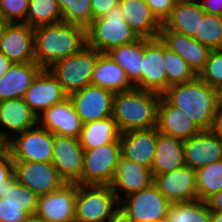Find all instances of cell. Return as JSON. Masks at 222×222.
<instances>
[{
    "label": "cell",
    "mask_w": 222,
    "mask_h": 222,
    "mask_svg": "<svg viewBox=\"0 0 222 222\" xmlns=\"http://www.w3.org/2000/svg\"><path fill=\"white\" fill-rule=\"evenodd\" d=\"M210 222H222V212L211 211Z\"/></svg>",
    "instance_id": "51"
},
{
    "label": "cell",
    "mask_w": 222,
    "mask_h": 222,
    "mask_svg": "<svg viewBox=\"0 0 222 222\" xmlns=\"http://www.w3.org/2000/svg\"><path fill=\"white\" fill-rule=\"evenodd\" d=\"M87 45L101 53L139 39L124 20L120 5L109 10L103 17L92 20L86 28Z\"/></svg>",
    "instance_id": "4"
},
{
    "label": "cell",
    "mask_w": 222,
    "mask_h": 222,
    "mask_svg": "<svg viewBox=\"0 0 222 222\" xmlns=\"http://www.w3.org/2000/svg\"><path fill=\"white\" fill-rule=\"evenodd\" d=\"M184 165V141L158 132L152 176L171 172Z\"/></svg>",
    "instance_id": "29"
},
{
    "label": "cell",
    "mask_w": 222,
    "mask_h": 222,
    "mask_svg": "<svg viewBox=\"0 0 222 222\" xmlns=\"http://www.w3.org/2000/svg\"><path fill=\"white\" fill-rule=\"evenodd\" d=\"M222 160V139L214 130H202L184 140L185 165L197 170Z\"/></svg>",
    "instance_id": "18"
},
{
    "label": "cell",
    "mask_w": 222,
    "mask_h": 222,
    "mask_svg": "<svg viewBox=\"0 0 222 222\" xmlns=\"http://www.w3.org/2000/svg\"><path fill=\"white\" fill-rule=\"evenodd\" d=\"M36 209L37 204L0 203V222H23Z\"/></svg>",
    "instance_id": "40"
},
{
    "label": "cell",
    "mask_w": 222,
    "mask_h": 222,
    "mask_svg": "<svg viewBox=\"0 0 222 222\" xmlns=\"http://www.w3.org/2000/svg\"><path fill=\"white\" fill-rule=\"evenodd\" d=\"M17 135L4 145L13 161L52 162L53 133L37 124Z\"/></svg>",
    "instance_id": "7"
},
{
    "label": "cell",
    "mask_w": 222,
    "mask_h": 222,
    "mask_svg": "<svg viewBox=\"0 0 222 222\" xmlns=\"http://www.w3.org/2000/svg\"><path fill=\"white\" fill-rule=\"evenodd\" d=\"M193 38L210 50L222 49V16L208 13L200 15L199 34Z\"/></svg>",
    "instance_id": "36"
},
{
    "label": "cell",
    "mask_w": 222,
    "mask_h": 222,
    "mask_svg": "<svg viewBox=\"0 0 222 222\" xmlns=\"http://www.w3.org/2000/svg\"><path fill=\"white\" fill-rule=\"evenodd\" d=\"M84 149L77 138L54 134L52 164L65 184L81 185Z\"/></svg>",
    "instance_id": "10"
},
{
    "label": "cell",
    "mask_w": 222,
    "mask_h": 222,
    "mask_svg": "<svg viewBox=\"0 0 222 222\" xmlns=\"http://www.w3.org/2000/svg\"><path fill=\"white\" fill-rule=\"evenodd\" d=\"M0 52L14 63L35 62L34 28L26 23H8L0 30Z\"/></svg>",
    "instance_id": "15"
},
{
    "label": "cell",
    "mask_w": 222,
    "mask_h": 222,
    "mask_svg": "<svg viewBox=\"0 0 222 222\" xmlns=\"http://www.w3.org/2000/svg\"><path fill=\"white\" fill-rule=\"evenodd\" d=\"M42 69L36 62H13L8 72L0 78V101L24 98Z\"/></svg>",
    "instance_id": "26"
},
{
    "label": "cell",
    "mask_w": 222,
    "mask_h": 222,
    "mask_svg": "<svg viewBox=\"0 0 222 222\" xmlns=\"http://www.w3.org/2000/svg\"><path fill=\"white\" fill-rule=\"evenodd\" d=\"M8 24L7 20L4 18L3 12L0 8V30Z\"/></svg>",
    "instance_id": "53"
},
{
    "label": "cell",
    "mask_w": 222,
    "mask_h": 222,
    "mask_svg": "<svg viewBox=\"0 0 222 222\" xmlns=\"http://www.w3.org/2000/svg\"><path fill=\"white\" fill-rule=\"evenodd\" d=\"M37 124L38 116L23 98L0 101V125L8 129L6 132L0 129V143L3 146L12 139L14 133H22Z\"/></svg>",
    "instance_id": "21"
},
{
    "label": "cell",
    "mask_w": 222,
    "mask_h": 222,
    "mask_svg": "<svg viewBox=\"0 0 222 222\" xmlns=\"http://www.w3.org/2000/svg\"><path fill=\"white\" fill-rule=\"evenodd\" d=\"M161 95L133 88L115 93L112 117L121 133L156 127Z\"/></svg>",
    "instance_id": "3"
},
{
    "label": "cell",
    "mask_w": 222,
    "mask_h": 222,
    "mask_svg": "<svg viewBox=\"0 0 222 222\" xmlns=\"http://www.w3.org/2000/svg\"><path fill=\"white\" fill-rule=\"evenodd\" d=\"M156 18L163 23L170 15L177 0H144Z\"/></svg>",
    "instance_id": "43"
},
{
    "label": "cell",
    "mask_w": 222,
    "mask_h": 222,
    "mask_svg": "<svg viewBox=\"0 0 222 222\" xmlns=\"http://www.w3.org/2000/svg\"><path fill=\"white\" fill-rule=\"evenodd\" d=\"M107 53L125 70L131 84L142 90L143 38L114 47Z\"/></svg>",
    "instance_id": "30"
},
{
    "label": "cell",
    "mask_w": 222,
    "mask_h": 222,
    "mask_svg": "<svg viewBox=\"0 0 222 222\" xmlns=\"http://www.w3.org/2000/svg\"><path fill=\"white\" fill-rule=\"evenodd\" d=\"M56 1L61 11H63L66 8V6L71 3V0H56Z\"/></svg>",
    "instance_id": "52"
},
{
    "label": "cell",
    "mask_w": 222,
    "mask_h": 222,
    "mask_svg": "<svg viewBox=\"0 0 222 222\" xmlns=\"http://www.w3.org/2000/svg\"><path fill=\"white\" fill-rule=\"evenodd\" d=\"M107 222H134L133 219L120 206L118 207Z\"/></svg>",
    "instance_id": "47"
},
{
    "label": "cell",
    "mask_w": 222,
    "mask_h": 222,
    "mask_svg": "<svg viewBox=\"0 0 222 222\" xmlns=\"http://www.w3.org/2000/svg\"><path fill=\"white\" fill-rule=\"evenodd\" d=\"M13 62L2 52H0V78L8 72Z\"/></svg>",
    "instance_id": "48"
},
{
    "label": "cell",
    "mask_w": 222,
    "mask_h": 222,
    "mask_svg": "<svg viewBox=\"0 0 222 222\" xmlns=\"http://www.w3.org/2000/svg\"><path fill=\"white\" fill-rule=\"evenodd\" d=\"M159 38L166 48L180 55L197 76L204 69L210 53L208 47L173 30H160Z\"/></svg>",
    "instance_id": "22"
},
{
    "label": "cell",
    "mask_w": 222,
    "mask_h": 222,
    "mask_svg": "<svg viewBox=\"0 0 222 222\" xmlns=\"http://www.w3.org/2000/svg\"><path fill=\"white\" fill-rule=\"evenodd\" d=\"M152 183L153 176L150 169L136 162L126 160L123 157L119 158L111 184L112 190L119 202L123 200V197L139 192L149 187ZM120 191L125 192V195H120Z\"/></svg>",
    "instance_id": "23"
},
{
    "label": "cell",
    "mask_w": 222,
    "mask_h": 222,
    "mask_svg": "<svg viewBox=\"0 0 222 222\" xmlns=\"http://www.w3.org/2000/svg\"><path fill=\"white\" fill-rule=\"evenodd\" d=\"M77 184H64L52 193L38 197L35 214L46 222H74Z\"/></svg>",
    "instance_id": "14"
},
{
    "label": "cell",
    "mask_w": 222,
    "mask_h": 222,
    "mask_svg": "<svg viewBox=\"0 0 222 222\" xmlns=\"http://www.w3.org/2000/svg\"><path fill=\"white\" fill-rule=\"evenodd\" d=\"M92 20L91 0H71L62 11V22L77 24L85 29Z\"/></svg>",
    "instance_id": "37"
},
{
    "label": "cell",
    "mask_w": 222,
    "mask_h": 222,
    "mask_svg": "<svg viewBox=\"0 0 222 222\" xmlns=\"http://www.w3.org/2000/svg\"><path fill=\"white\" fill-rule=\"evenodd\" d=\"M205 202L210 211L222 212V190L209 197Z\"/></svg>",
    "instance_id": "46"
},
{
    "label": "cell",
    "mask_w": 222,
    "mask_h": 222,
    "mask_svg": "<svg viewBox=\"0 0 222 222\" xmlns=\"http://www.w3.org/2000/svg\"><path fill=\"white\" fill-rule=\"evenodd\" d=\"M202 9L213 15L222 16V0H198Z\"/></svg>",
    "instance_id": "45"
},
{
    "label": "cell",
    "mask_w": 222,
    "mask_h": 222,
    "mask_svg": "<svg viewBox=\"0 0 222 222\" xmlns=\"http://www.w3.org/2000/svg\"><path fill=\"white\" fill-rule=\"evenodd\" d=\"M198 0H177L161 30H173L189 37L199 34L200 15H205Z\"/></svg>",
    "instance_id": "27"
},
{
    "label": "cell",
    "mask_w": 222,
    "mask_h": 222,
    "mask_svg": "<svg viewBox=\"0 0 222 222\" xmlns=\"http://www.w3.org/2000/svg\"><path fill=\"white\" fill-rule=\"evenodd\" d=\"M198 76L211 87L222 92V49L210 50L206 65Z\"/></svg>",
    "instance_id": "38"
},
{
    "label": "cell",
    "mask_w": 222,
    "mask_h": 222,
    "mask_svg": "<svg viewBox=\"0 0 222 222\" xmlns=\"http://www.w3.org/2000/svg\"><path fill=\"white\" fill-rule=\"evenodd\" d=\"M23 222H46L36 214L28 215Z\"/></svg>",
    "instance_id": "50"
},
{
    "label": "cell",
    "mask_w": 222,
    "mask_h": 222,
    "mask_svg": "<svg viewBox=\"0 0 222 222\" xmlns=\"http://www.w3.org/2000/svg\"><path fill=\"white\" fill-rule=\"evenodd\" d=\"M68 97L62 85L48 68H43L24 96L25 103L40 116L41 112L52 105L62 102ZM40 112V113H39Z\"/></svg>",
    "instance_id": "17"
},
{
    "label": "cell",
    "mask_w": 222,
    "mask_h": 222,
    "mask_svg": "<svg viewBox=\"0 0 222 222\" xmlns=\"http://www.w3.org/2000/svg\"><path fill=\"white\" fill-rule=\"evenodd\" d=\"M0 8L8 23H25L29 0H0Z\"/></svg>",
    "instance_id": "41"
},
{
    "label": "cell",
    "mask_w": 222,
    "mask_h": 222,
    "mask_svg": "<svg viewBox=\"0 0 222 222\" xmlns=\"http://www.w3.org/2000/svg\"><path fill=\"white\" fill-rule=\"evenodd\" d=\"M15 179L38 196L60 189L65 182L51 163L14 161Z\"/></svg>",
    "instance_id": "11"
},
{
    "label": "cell",
    "mask_w": 222,
    "mask_h": 222,
    "mask_svg": "<svg viewBox=\"0 0 222 222\" xmlns=\"http://www.w3.org/2000/svg\"><path fill=\"white\" fill-rule=\"evenodd\" d=\"M158 130L156 127L120 134L121 157L151 170L155 159Z\"/></svg>",
    "instance_id": "19"
},
{
    "label": "cell",
    "mask_w": 222,
    "mask_h": 222,
    "mask_svg": "<svg viewBox=\"0 0 222 222\" xmlns=\"http://www.w3.org/2000/svg\"><path fill=\"white\" fill-rule=\"evenodd\" d=\"M14 173V161L11 154L3 147L0 150V198L5 186H10L16 179Z\"/></svg>",
    "instance_id": "42"
},
{
    "label": "cell",
    "mask_w": 222,
    "mask_h": 222,
    "mask_svg": "<svg viewBox=\"0 0 222 222\" xmlns=\"http://www.w3.org/2000/svg\"><path fill=\"white\" fill-rule=\"evenodd\" d=\"M38 197L28 187L15 180L10 186H5L0 203L37 204Z\"/></svg>",
    "instance_id": "39"
},
{
    "label": "cell",
    "mask_w": 222,
    "mask_h": 222,
    "mask_svg": "<svg viewBox=\"0 0 222 222\" xmlns=\"http://www.w3.org/2000/svg\"><path fill=\"white\" fill-rule=\"evenodd\" d=\"M118 207L111 185L77 184L76 222H107Z\"/></svg>",
    "instance_id": "6"
},
{
    "label": "cell",
    "mask_w": 222,
    "mask_h": 222,
    "mask_svg": "<svg viewBox=\"0 0 222 222\" xmlns=\"http://www.w3.org/2000/svg\"><path fill=\"white\" fill-rule=\"evenodd\" d=\"M120 134L116 122L110 116L83 124L78 140L84 150H90L109 143H120Z\"/></svg>",
    "instance_id": "31"
},
{
    "label": "cell",
    "mask_w": 222,
    "mask_h": 222,
    "mask_svg": "<svg viewBox=\"0 0 222 222\" xmlns=\"http://www.w3.org/2000/svg\"><path fill=\"white\" fill-rule=\"evenodd\" d=\"M62 22V11L56 0H29L25 23L32 28Z\"/></svg>",
    "instance_id": "33"
},
{
    "label": "cell",
    "mask_w": 222,
    "mask_h": 222,
    "mask_svg": "<svg viewBox=\"0 0 222 222\" xmlns=\"http://www.w3.org/2000/svg\"><path fill=\"white\" fill-rule=\"evenodd\" d=\"M142 90L162 95L167 90L164 43L160 38H143Z\"/></svg>",
    "instance_id": "16"
},
{
    "label": "cell",
    "mask_w": 222,
    "mask_h": 222,
    "mask_svg": "<svg viewBox=\"0 0 222 222\" xmlns=\"http://www.w3.org/2000/svg\"><path fill=\"white\" fill-rule=\"evenodd\" d=\"M124 20L139 38L159 37L162 23L152 13L144 0H120Z\"/></svg>",
    "instance_id": "25"
},
{
    "label": "cell",
    "mask_w": 222,
    "mask_h": 222,
    "mask_svg": "<svg viewBox=\"0 0 222 222\" xmlns=\"http://www.w3.org/2000/svg\"><path fill=\"white\" fill-rule=\"evenodd\" d=\"M120 157V143L84 150L81 185H111Z\"/></svg>",
    "instance_id": "8"
},
{
    "label": "cell",
    "mask_w": 222,
    "mask_h": 222,
    "mask_svg": "<svg viewBox=\"0 0 222 222\" xmlns=\"http://www.w3.org/2000/svg\"><path fill=\"white\" fill-rule=\"evenodd\" d=\"M198 200L206 201L222 190V160L196 170Z\"/></svg>",
    "instance_id": "34"
},
{
    "label": "cell",
    "mask_w": 222,
    "mask_h": 222,
    "mask_svg": "<svg viewBox=\"0 0 222 222\" xmlns=\"http://www.w3.org/2000/svg\"><path fill=\"white\" fill-rule=\"evenodd\" d=\"M115 93L95 85L68 95L83 124L112 116Z\"/></svg>",
    "instance_id": "12"
},
{
    "label": "cell",
    "mask_w": 222,
    "mask_h": 222,
    "mask_svg": "<svg viewBox=\"0 0 222 222\" xmlns=\"http://www.w3.org/2000/svg\"><path fill=\"white\" fill-rule=\"evenodd\" d=\"M42 115V116H41ZM38 116V125L60 136L79 138L83 122L67 97Z\"/></svg>",
    "instance_id": "20"
},
{
    "label": "cell",
    "mask_w": 222,
    "mask_h": 222,
    "mask_svg": "<svg viewBox=\"0 0 222 222\" xmlns=\"http://www.w3.org/2000/svg\"><path fill=\"white\" fill-rule=\"evenodd\" d=\"M124 199L119 202V206L134 222H164L171 205L153 183Z\"/></svg>",
    "instance_id": "9"
},
{
    "label": "cell",
    "mask_w": 222,
    "mask_h": 222,
    "mask_svg": "<svg viewBox=\"0 0 222 222\" xmlns=\"http://www.w3.org/2000/svg\"><path fill=\"white\" fill-rule=\"evenodd\" d=\"M218 136L222 139V105L219 111V114L217 115L216 118V123H215V127L213 129Z\"/></svg>",
    "instance_id": "49"
},
{
    "label": "cell",
    "mask_w": 222,
    "mask_h": 222,
    "mask_svg": "<svg viewBox=\"0 0 222 222\" xmlns=\"http://www.w3.org/2000/svg\"><path fill=\"white\" fill-rule=\"evenodd\" d=\"M85 45L86 29L80 25L59 22L34 28V58L42 68L74 55Z\"/></svg>",
    "instance_id": "2"
},
{
    "label": "cell",
    "mask_w": 222,
    "mask_h": 222,
    "mask_svg": "<svg viewBox=\"0 0 222 222\" xmlns=\"http://www.w3.org/2000/svg\"><path fill=\"white\" fill-rule=\"evenodd\" d=\"M97 60L98 51L85 45L74 55L57 60L48 69L70 95L91 85Z\"/></svg>",
    "instance_id": "5"
},
{
    "label": "cell",
    "mask_w": 222,
    "mask_h": 222,
    "mask_svg": "<svg viewBox=\"0 0 222 222\" xmlns=\"http://www.w3.org/2000/svg\"><path fill=\"white\" fill-rule=\"evenodd\" d=\"M164 65L167 75V89L170 86L193 80L197 75L187 62L164 44Z\"/></svg>",
    "instance_id": "35"
},
{
    "label": "cell",
    "mask_w": 222,
    "mask_h": 222,
    "mask_svg": "<svg viewBox=\"0 0 222 222\" xmlns=\"http://www.w3.org/2000/svg\"><path fill=\"white\" fill-rule=\"evenodd\" d=\"M157 130L180 140H187L202 130L184 112L172 106L162 95L157 109Z\"/></svg>",
    "instance_id": "24"
},
{
    "label": "cell",
    "mask_w": 222,
    "mask_h": 222,
    "mask_svg": "<svg viewBox=\"0 0 222 222\" xmlns=\"http://www.w3.org/2000/svg\"><path fill=\"white\" fill-rule=\"evenodd\" d=\"M162 96L172 106L184 112L201 130L214 129L222 105V93L199 76L170 86Z\"/></svg>",
    "instance_id": "1"
},
{
    "label": "cell",
    "mask_w": 222,
    "mask_h": 222,
    "mask_svg": "<svg viewBox=\"0 0 222 222\" xmlns=\"http://www.w3.org/2000/svg\"><path fill=\"white\" fill-rule=\"evenodd\" d=\"M153 184L170 203L198 200L196 170L187 165L153 176Z\"/></svg>",
    "instance_id": "13"
},
{
    "label": "cell",
    "mask_w": 222,
    "mask_h": 222,
    "mask_svg": "<svg viewBox=\"0 0 222 222\" xmlns=\"http://www.w3.org/2000/svg\"><path fill=\"white\" fill-rule=\"evenodd\" d=\"M120 0H91L92 18L103 17L109 10L119 5Z\"/></svg>",
    "instance_id": "44"
},
{
    "label": "cell",
    "mask_w": 222,
    "mask_h": 222,
    "mask_svg": "<svg viewBox=\"0 0 222 222\" xmlns=\"http://www.w3.org/2000/svg\"><path fill=\"white\" fill-rule=\"evenodd\" d=\"M211 211L205 201L171 203L164 222H210Z\"/></svg>",
    "instance_id": "32"
},
{
    "label": "cell",
    "mask_w": 222,
    "mask_h": 222,
    "mask_svg": "<svg viewBox=\"0 0 222 222\" xmlns=\"http://www.w3.org/2000/svg\"><path fill=\"white\" fill-rule=\"evenodd\" d=\"M91 85L102 87L113 93L129 91L134 88L125 70L108 53H101L99 51Z\"/></svg>",
    "instance_id": "28"
}]
</instances>
